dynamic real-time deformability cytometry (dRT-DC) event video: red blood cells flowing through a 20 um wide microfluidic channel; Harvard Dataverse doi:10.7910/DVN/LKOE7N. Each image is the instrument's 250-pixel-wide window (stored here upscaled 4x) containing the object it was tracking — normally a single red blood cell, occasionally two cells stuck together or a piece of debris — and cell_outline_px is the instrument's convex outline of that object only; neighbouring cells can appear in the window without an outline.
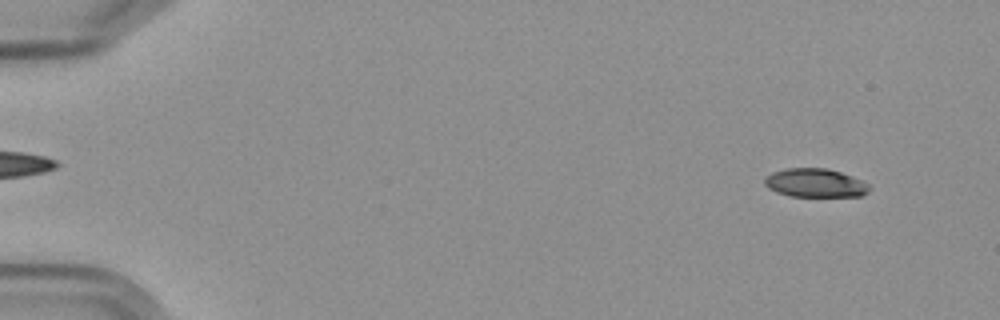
{"species": "Egyptian fruit bat (a non-hibernating species)", "species_latin": "Rousettus aegyptiacus", "temperature_condition": "cold", "stored_images_in_passage": 4, "camera_frame_rate_fps": 3000, "um_per_image_px": 0.085, "frame": {"image": 1, "passage_image": 1, "time_ms": 0.0, "image_size_px": [1000, 320], "cell_outline_px": [[868, 192], [860, 196], [788, 196], [776, 192], [768, 188], [764, 184], [764, 176], [772, 172], [788, 168], [828, 168], [852, 176], [868, 184]], "centroid_in_image_um": [69.24, 15.54], "position_along_channel_um": 15.8, "area_um2": 17.46}}